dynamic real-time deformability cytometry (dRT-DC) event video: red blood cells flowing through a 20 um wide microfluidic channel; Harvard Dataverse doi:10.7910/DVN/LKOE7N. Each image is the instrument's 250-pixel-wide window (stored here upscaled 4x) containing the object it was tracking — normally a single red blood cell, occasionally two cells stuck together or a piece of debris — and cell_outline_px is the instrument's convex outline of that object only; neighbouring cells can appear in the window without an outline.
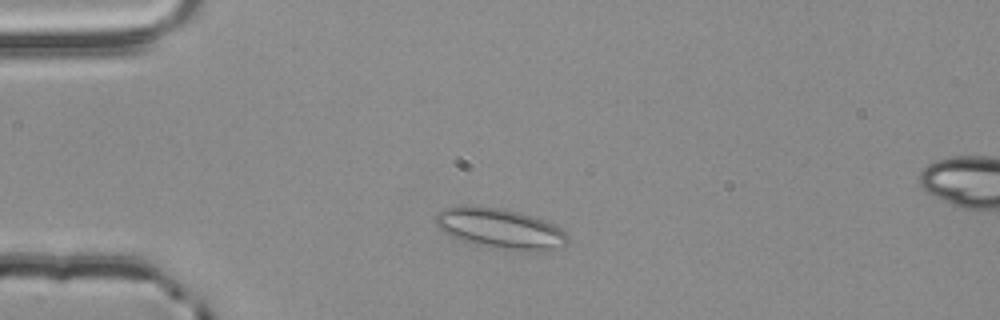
{"species": "common noctule bat (a hibernating species)", "species_latin": "Nyctalus noctula", "temperature_condition": "room temperature", "stored_images_in_passage": 4, "camera_frame_rate_fps": 3000, "um_per_image_px": 0.085, "animal": {"sex": "male", "body_mass_g": 20.4}, "frame": {"image": 1, "passage_image": 2, "time_ms": 0.333, "image_size_px": [1000, 320], "cell_outline_px": [[568, 244], [564, 248], [544, 252], [524, 252], [488, 248], [460, 240], [444, 232], [436, 224], [436, 212], [444, 208], [500, 208], [520, 212], [544, 220], [560, 228], [568, 236]], "centroid_in_image_um": [42.62, 19.51], "position_along_channel_um": 42.4, "area_um2": 31.1}}
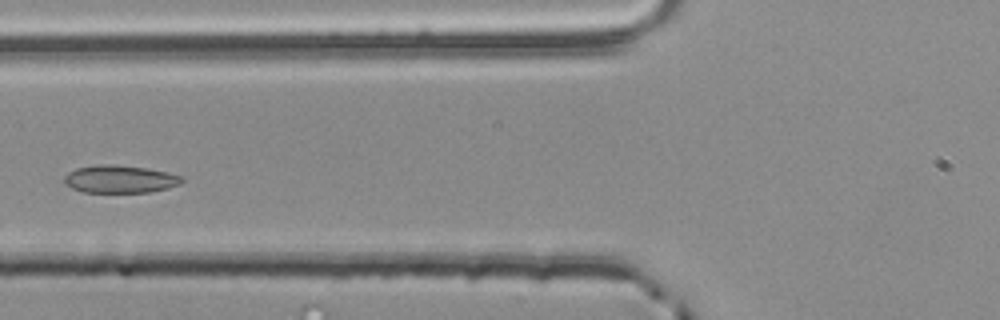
{"frame": {"image": 2, "passage_image": 4, "time_ms": 1.0, "image_size_px": [1000, 320], "cell_outline_px": [[184, 180], [180, 184], [168, 188], [148, 192], [84, 192], [72, 188], [64, 184], [64, 176], [68, 172], [76, 168], [100, 164], [112, 164], [148, 168], [168, 172], [184, 176]], "centroid_in_image_um": [10.21, 15.22], "position_along_channel_um": 115.6, "area_um2": 19.13}}